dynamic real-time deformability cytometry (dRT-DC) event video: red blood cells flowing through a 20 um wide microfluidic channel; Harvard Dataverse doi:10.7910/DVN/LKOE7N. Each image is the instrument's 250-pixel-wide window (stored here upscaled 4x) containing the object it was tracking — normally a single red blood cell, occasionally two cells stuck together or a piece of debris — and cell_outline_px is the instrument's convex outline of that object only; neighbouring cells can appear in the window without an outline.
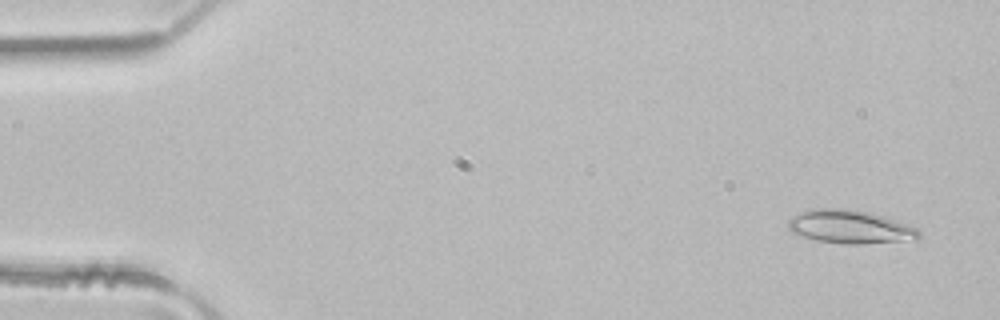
{"species": "common noctule bat (a hibernating species)", "species_latin": "Nyctalus noctula", "temperature_condition": "room temperature", "stored_images_in_passage": 49, "camera_frame_rate_fps": 3000, "um_per_image_px": 0.085, "animal": {"sex": "male", "body_mass_g": 21.5, "forearm_length_mm": 52.0}, "frame": {"image": 1, "passage_image": 3, "time_ms": 0.667, "image_size_px": [1000, 320], "cell_outline_px": [[920, 236], [916, 240], [860, 244], [848, 244], [816, 240], [792, 232], [788, 228], [788, 220], [800, 212], [808, 208], [844, 208], [868, 212], [884, 216], [916, 228], [920, 232]], "centroid_in_image_um": [72.25, 19.27], "position_along_channel_um": 12.8, "area_um2": 25.37}}
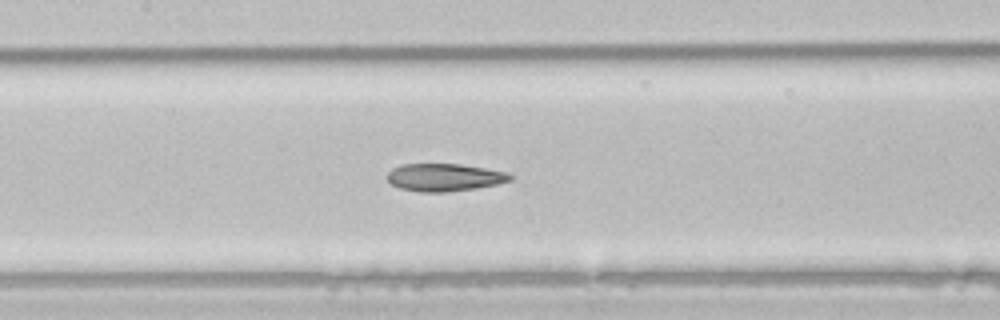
{"frame": {"image": 2, "passage_image": 23, "time_ms": 7.333, "image_size_px": [1000, 320], "cell_outline_px": [[512, 180], [496, 184], [476, 188], [448, 192], [420, 192], [400, 188], [392, 184], [388, 180], [388, 172], [392, 168], [400, 164], [460, 164], [508, 172], [512, 176]], "centroid_in_image_um": [37.77, 15.07], "position_along_channel_um": 169.6, "area_um2": 19.77}}
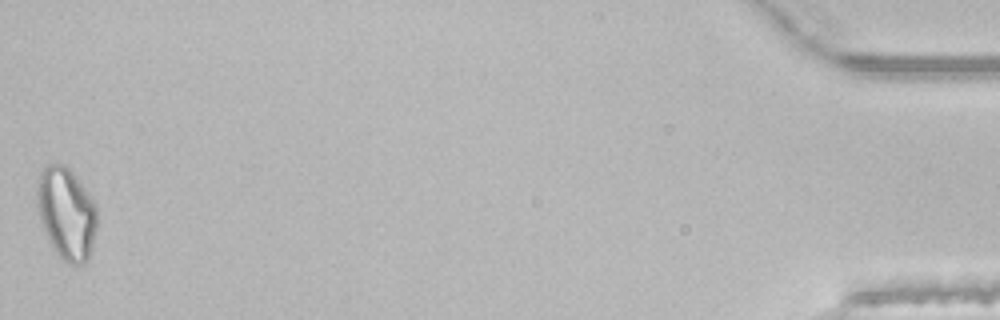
{"frame": {"image": 3, "passage_image": 49, "time_ms": 16.0, "image_size_px": [1000, 320], "cell_outline_px": [[96, 228], [92, 248], [88, 260], [84, 264], [72, 264], [64, 260], [56, 252], [48, 240], [40, 220], [36, 192], [36, 188], [40, 168], [48, 164], [64, 164], [68, 168], [92, 196], [96, 204]], "centroid_in_image_um": [5.64, 18.11], "position_along_channel_um": 429.6, "area_um2": 32.25}, "authors_computed_cell_mechanics": {"area_um2": 22.3108, "velocity_mm_per_s": 4.1306, "shape_relaxation_time_tau1_ms": 7.3769, "shape_relaxation_time_tau2_ms": 2.4641, "deformation_change_tau1": 0.189, "deformation_change_tau2": 0.1078}}